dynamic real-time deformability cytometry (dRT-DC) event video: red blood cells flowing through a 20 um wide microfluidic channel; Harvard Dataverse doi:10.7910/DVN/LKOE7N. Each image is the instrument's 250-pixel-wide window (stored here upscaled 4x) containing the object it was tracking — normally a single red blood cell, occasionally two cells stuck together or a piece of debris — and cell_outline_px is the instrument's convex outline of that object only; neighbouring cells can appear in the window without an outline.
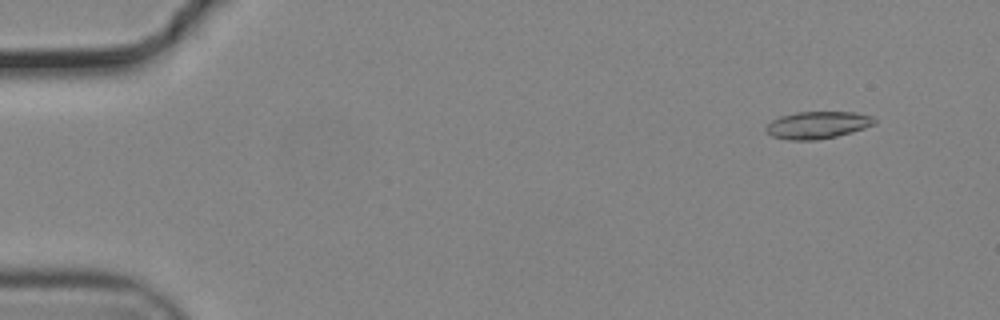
{"species": "common noctule bat (a hibernating species)", "species_latin": "Nyctalus noctula", "temperature_condition": "cold", "stored_images_in_passage": 57, "camera_frame_rate_fps": 3000, "um_per_image_px": 0.085, "animal": {"sex": "male", "body_mass_g": 19.2, "forearm_length_mm": 51.8}, "frame": {"image": 1, "passage_image": 5, "time_ms": 1.333, "image_size_px": [1000, 320], "cell_outline_px": [[876, 124], [852, 132], [836, 136], [816, 140], [788, 140], [772, 136], [764, 128], [772, 120], [780, 116], [796, 112], [856, 112], [872, 116], [876, 120]], "centroid_in_image_um": [69.5, 10.62], "position_along_channel_um": 15.5, "area_um2": 17.22}}
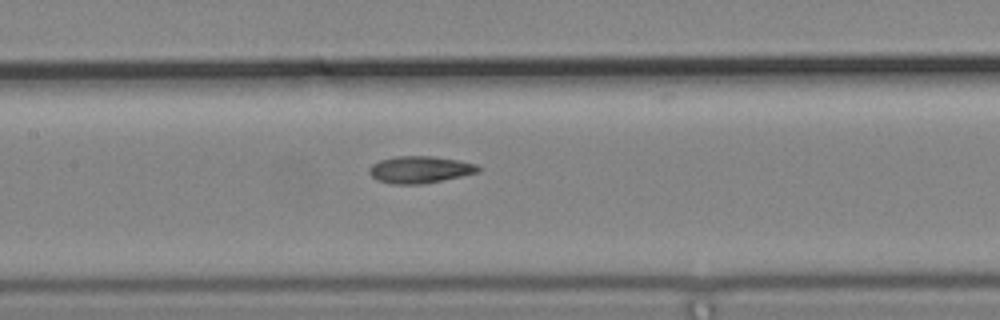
{"frame": {"image": 2, "passage_image": 27, "time_ms": 8.667, "image_size_px": [1000, 320], "cell_outline_px": [[484, 168], [480, 172], [424, 184], [392, 184], [376, 180], [368, 172], [368, 168], [372, 164], [380, 160], [396, 156], [432, 156], [460, 160], [476, 164]], "centroid_in_image_um": [35.72, 14.41], "position_along_channel_um": 171.7, "area_um2": 17.4}}
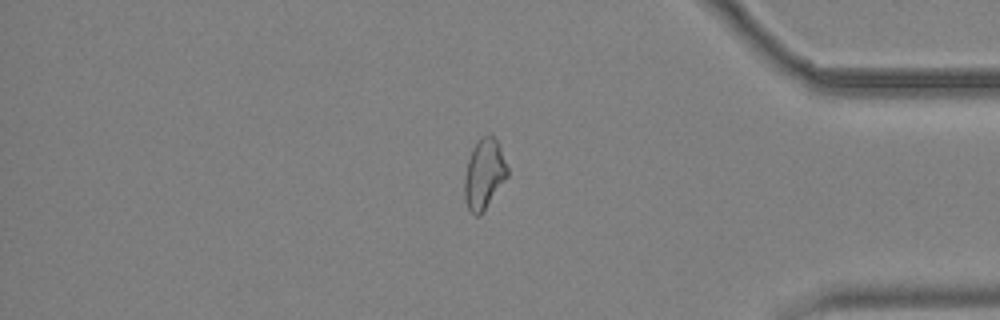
{"frame": {"image": 3, "passage_image": 47, "time_ms": 15.333, "image_size_px": [1000, 320], "cell_outline_px": [[508, 176], [484, 212], [480, 216], [476, 216], [468, 208], [464, 196], [464, 176], [468, 160], [472, 148], [484, 136], [492, 136], [496, 140], [500, 148], [508, 168]], "centroid_in_image_um": [41.15, 14.85], "position_along_channel_um": 394.1, "area_um2": 17.4}, "authors_computed_cell_mechanics": {"area_um2": 17.34, "velocity_mm_per_s": 3.7256, "shape_relaxation_time_tau1_ms": null, "shape_relaxation_time_tau2_ms": 3.9033, "deformation_change_tau1": null, "deformation_change_tau2": 0.0987}}